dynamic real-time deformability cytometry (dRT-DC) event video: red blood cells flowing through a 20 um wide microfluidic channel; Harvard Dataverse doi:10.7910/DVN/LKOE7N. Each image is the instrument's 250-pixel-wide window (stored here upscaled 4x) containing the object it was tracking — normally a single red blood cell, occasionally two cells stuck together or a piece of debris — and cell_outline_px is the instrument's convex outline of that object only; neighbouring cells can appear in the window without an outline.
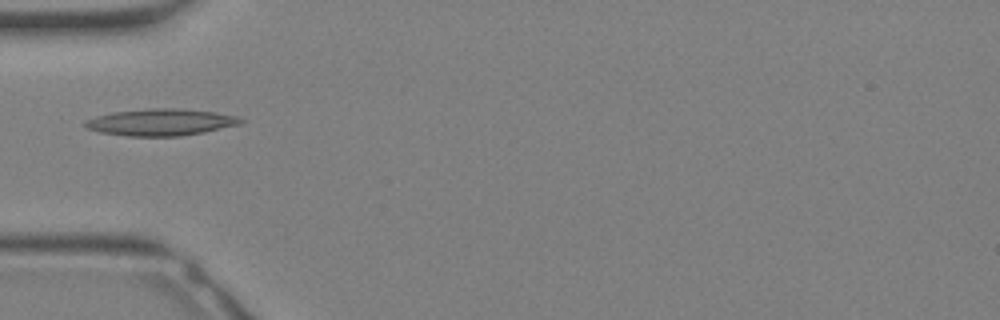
{"species": "Egyptian fruit bat (a non-hibernating species)", "species_latin": "Rousettus aegyptiacus", "temperature_condition": "warm", "stored_images_in_passage": 25, "camera_frame_rate_fps": 3000, "um_per_image_px": 0.085, "animal": {"sex": "female"}, "frame": {"image": 1, "passage_image": 3, "time_ms": 0.667, "image_size_px": [1000, 320], "cell_outline_px": [[244, 120], [240, 124], [204, 132], [180, 136], [128, 136], [100, 132], [88, 128], [84, 124], [84, 120], [96, 116], [112, 112], [152, 108], [176, 108], [216, 112], [236, 116]], "centroid_in_image_um": [13.66, 10.38], "position_along_channel_um": 71.3, "area_um2": 24.16}}
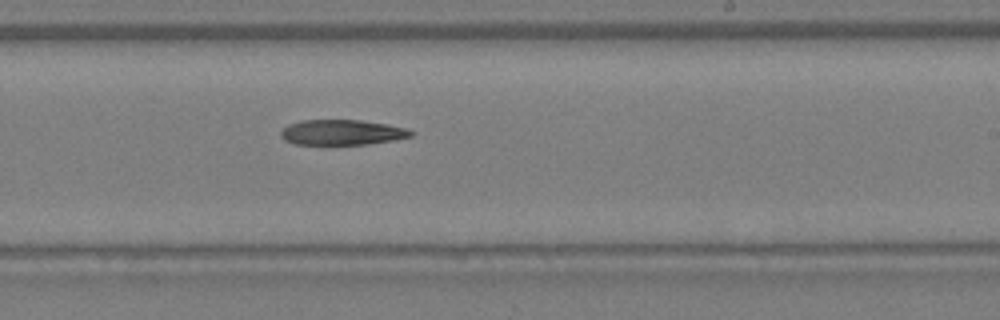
{"frame": {"image": 2, "passage_image": 12, "time_ms": 3.667, "image_size_px": [1000, 320], "cell_outline_px": [[416, 132], [412, 136], [392, 140], [368, 144], [296, 144], [284, 140], [280, 136], [280, 132], [288, 124], [300, 120], [360, 120], [388, 124], [408, 128]], "centroid_in_image_um": [29.09, 11.24], "position_along_channel_um": 259.9, "area_um2": 19.25}}
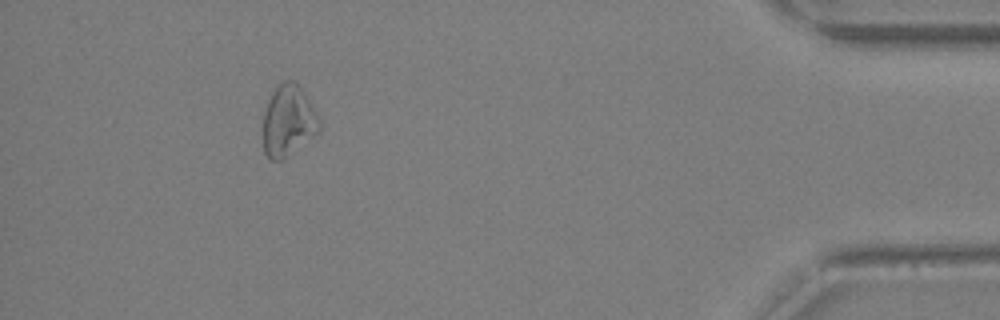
{"frame": {"image": 3, "passage_image": 22, "time_ms": 7.0, "image_size_px": [1000, 320], "cell_outline_px": [[320, 132], [316, 136], [280, 160], [272, 160], [264, 152], [264, 112], [268, 100], [272, 92], [284, 80], [296, 80], [304, 92], [320, 120]], "centroid_in_image_um": [24.52, 10.25], "position_along_channel_um": 410.7, "area_um2": 23.18}}